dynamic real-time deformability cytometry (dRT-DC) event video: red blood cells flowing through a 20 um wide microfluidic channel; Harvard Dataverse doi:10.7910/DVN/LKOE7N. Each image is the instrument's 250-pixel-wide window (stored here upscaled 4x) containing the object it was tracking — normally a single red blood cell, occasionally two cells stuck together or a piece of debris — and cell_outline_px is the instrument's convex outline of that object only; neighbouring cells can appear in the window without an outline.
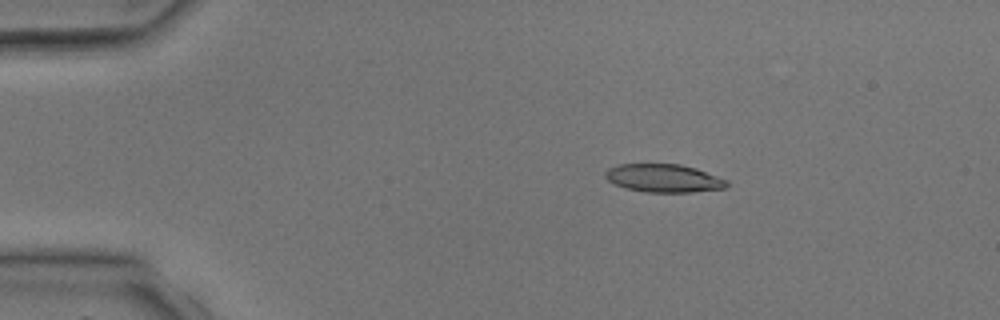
{"species": "common noctule bat (a hibernating species)", "species_latin": "Nyctalus noctula", "temperature_condition": "room temperature", "stored_images_in_passage": 5, "camera_frame_rate_fps": 3000, "um_per_image_px": 0.085, "animal": {"sex": "male", "body_mass_g": 17.9, "forearm_length_mm": 54.2}, "frame": {"image": 1, "passage_image": 3, "time_ms": 2.333, "image_size_px": [1000, 320], "cell_outline_px": [[728, 184], [724, 188], [692, 192], [644, 192], [624, 188], [608, 180], [604, 176], [604, 172], [608, 168], [620, 164], [680, 164], [696, 168], [728, 180]], "centroid_in_image_um": [56.4, 15.14], "position_along_channel_um": 28.6, "area_um2": 19.94}}
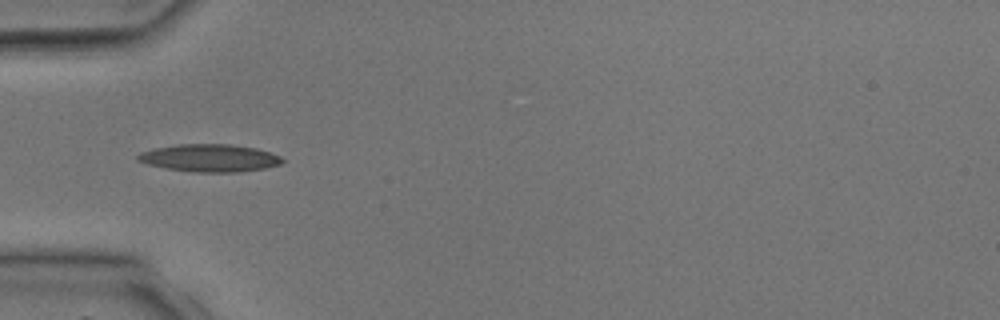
{"frame": {"image": 2, "passage_image": 5, "time_ms": 4.333, "image_size_px": [1000, 320], "cell_outline_px": [[284, 160], [280, 164], [264, 168], [236, 172], [196, 172], [168, 168], [148, 164], [136, 160], [136, 156], [140, 152], [156, 148], [180, 144], [232, 144], [256, 148], [280, 156]], "centroid_in_image_um": [17.82, 13.42], "position_along_channel_um": 67.2, "area_um2": 22.95}}